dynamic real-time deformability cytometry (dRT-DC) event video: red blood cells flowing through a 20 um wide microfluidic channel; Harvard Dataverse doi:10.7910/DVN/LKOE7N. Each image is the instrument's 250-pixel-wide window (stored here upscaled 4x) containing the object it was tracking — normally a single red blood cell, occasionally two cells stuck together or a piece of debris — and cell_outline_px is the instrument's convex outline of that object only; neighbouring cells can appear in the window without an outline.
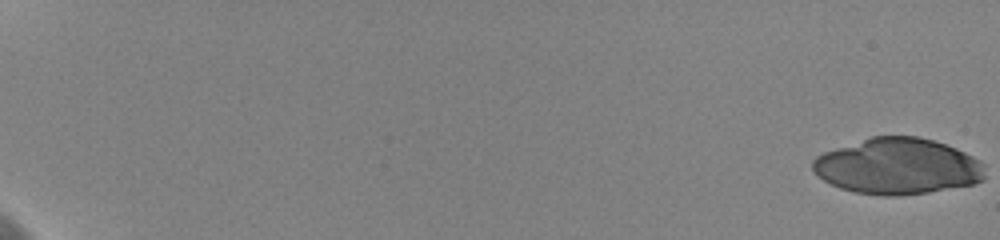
{"species": "human", "species_latin": "Homo sapiens", "temperature_condition": "cold", "stored_images_in_passage": 35, "camera_frame_rate_fps": 3000, "um_per_image_px": 0.085, "donor": {"sex": "female"}, "frame": {"image": 1, "passage_image": 1, "time_ms": 0.0, "image_size_px": [1000, 240], "cell_outline_px": [[984, 180], [972, 184], [928, 192], [900, 196], [884, 196], [856, 192], [840, 188], [824, 180], [812, 168], [812, 160], [816, 156], [824, 152], [872, 136], [916, 136], [932, 140], [956, 148], [980, 160], [984, 164]], "centroid_in_image_um": [76.31, 14.14], "position_along_channel_um": 8.7, "area_um2": 56.07}}